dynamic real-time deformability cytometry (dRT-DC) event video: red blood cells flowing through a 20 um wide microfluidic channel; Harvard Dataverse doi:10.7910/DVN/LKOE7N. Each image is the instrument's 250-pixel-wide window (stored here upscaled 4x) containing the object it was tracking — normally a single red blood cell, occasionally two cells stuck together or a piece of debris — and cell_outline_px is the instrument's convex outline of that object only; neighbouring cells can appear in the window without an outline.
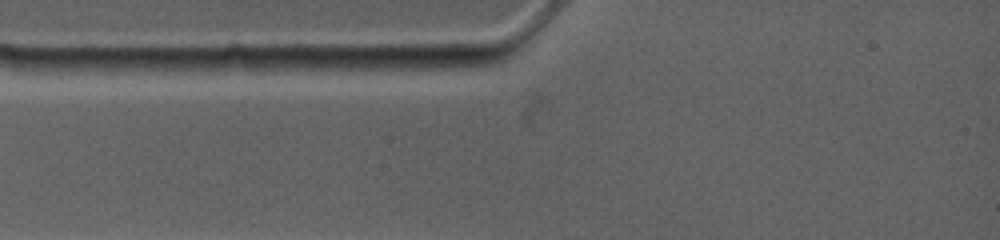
{"species": "common noctule bat (a hibernating species)", "species_latin": "Nyctalus noctula", "temperature_condition": "warm", "stored_images_in_passage": 3, "camera_frame_rate_fps": 4500, "um_per_image_px": 0.085, "animal": {"sex": "female", "body_mass_g": 19.0, "forearm_length_mm": 53.3}, "frame": {"image": 1, "passage_image": 1, "time_ms": 0.0, "image_size_px": [1000, 240], "cell_outline_px": [[312, 68], [288, 72], [224, 72], [204, 68], [204, 60], [232, 56], [304, 56], [312, 64]], "centroid_in_image_um": [21.96, 5.44], "position_along_channel_um": 63.0, "area_um2": 11.21}}